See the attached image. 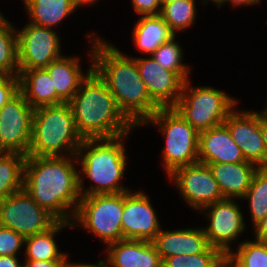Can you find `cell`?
<instances>
[{"label": "cell", "instance_id": "1", "mask_svg": "<svg viewBox=\"0 0 267 267\" xmlns=\"http://www.w3.org/2000/svg\"><path fill=\"white\" fill-rule=\"evenodd\" d=\"M86 35L92 44L93 70L105 82L124 116L135 127L142 125L160 107L150 98L136 60L94 32Z\"/></svg>", "mask_w": 267, "mask_h": 267}, {"label": "cell", "instance_id": "2", "mask_svg": "<svg viewBox=\"0 0 267 267\" xmlns=\"http://www.w3.org/2000/svg\"><path fill=\"white\" fill-rule=\"evenodd\" d=\"M75 163L76 156L26 157L25 160L23 188L57 221L72 223L82 197Z\"/></svg>", "mask_w": 267, "mask_h": 267}, {"label": "cell", "instance_id": "3", "mask_svg": "<svg viewBox=\"0 0 267 267\" xmlns=\"http://www.w3.org/2000/svg\"><path fill=\"white\" fill-rule=\"evenodd\" d=\"M68 103L82 139L114 138L136 128L119 110L111 91L94 70Z\"/></svg>", "mask_w": 267, "mask_h": 267}, {"label": "cell", "instance_id": "4", "mask_svg": "<svg viewBox=\"0 0 267 267\" xmlns=\"http://www.w3.org/2000/svg\"><path fill=\"white\" fill-rule=\"evenodd\" d=\"M130 134L114 138L83 139L78 148L76 159L80 165L79 189L81 196L93 194L121 193L130 191L120 181L126 167L124 140ZM84 175L95 184L84 185Z\"/></svg>", "mask_w": 267, "mask_h": 267}, {"label": "cell", "instance_id": "5", "mask_svg": "<svg viewBox=\"0 0 267 267\" xmlns=\"http://www.w3.org/2000/svg\"><path fill=\"white\" fill-rule=\"evenodd\" d=\"M82 141L69 103L34 109L27 157L76 156Z\"/></svg>", "mask_w": 267, "mask_h": 267}, {"label": "cell", "instance_id": "6", "mask_svg": "<svg viewBox=\"0 0 267 267\" xmlns=\"http://www.w3.org/2000/svg\"><path fill=\"white\" fill-rule=\"evenodd\" d=\"M184 82L181 97L173 108L199 133L222 125L237 107L238 100L221 89L191 86Z\"/></svg>", "mask_w": 267, "mask_h": 267}, {"label": "cell", "instance_id": "7", "mask_svg": "<svg viewBox=\"0 0 267 267\" xmlns=\"http://www.w3.org/2000/svg\"><path fill=\"white\" fill-rule=\"evenodd\" d=\"M158 126L165 138L162 159L167 175L176 168L198 162L199 132L173 107L159 108L142 125Z\"/></svg>", "mask_w": 267, "mask_h": 267}, {"label": "cell", "instance_id": "8", "mask_svg": "<svg viewBox=\"0 0 267 267\" xmlns=\"http://www.w3.org/2000/svg\"><path fill=\"white\" fill-rule=\"evenodd\" d=\"M123 210L124 192L83 196L79 201L72 226L84 227L107 247L124 240L121 226Z\"/></svg>", "mask_w": 267, "mask_h": 267}, {"label": "cell", "instance_id": "9", "mask_svg": "<svg viewBox=\"0 0 267 267\" xmlns=\"http://www.w3.org/2000/svg\"><path fill=\"white\" fill-rule=\"evenodd\" d=\"M57 220L21 189L0 202V226L24 238L47 231Z\"/></svg>", "mask_w": 267, "mask_h": 267}, {"label": "cell", "instance_id": "10", "mask_svg": "<svg viewBox=\"0 0 267 267\" xmlns=\"http://www.w3.org/2000/svg\"><path fill=\"white\" fill-rule=\"evenodd\" d=\"M27 23L16 29L19 70L46 68L63 56L57 30Z\"/></svg>", "mask_w": 267, "mask_h": 267}, {"label": "cell", "instance_id": "11", "mask_svg": "<svg viewBox=\"0 0 267 267\" xmlns=\"http://www.w3.org/2000/svg\"><path fill=\"white\" fill-rule=\"evenodd\" d=\"M237 199L224 198L199 210L209 223L202 227L208 243L225 256L232 251V244L245 231L246 222ZM206 212V213H205Z\"/></svg>", "mask_w": 267, "mask_h": 267}, {"label": "cell", "instance_id": "12", "mask_svg": "<svg viewBox=\"0 0 267 267\" xmlns=\"http://www.w3.org/2000/svg\"><path fill=\"white\" fill-rule=\"evenodd\" d=\"M34 109L19 91L0 110V152L27 156L32 136Z\"/></svg>", "mask_w": 267, "mask_h": 267}, {"label": "cell", "instance_id": "13", "mask_svg": "<svg viewBox=\"0 0 267 267\" xmlns=\"http://www.w3.org/2000/svg\"><path fill=\"white\" fill-rule=\"evenodd\" d=\"M183 200L194 210L224 199L207 164L196 162L176 168L168 175Z\"/></svg>", "mask_w": 267, "mask_h": 267}, {"label": "cell", "instance_id": "14", "mask_svg": "<svg viewBox=\"0 0 267 267\" xmlns=\"http://www.w3.org/2000/svg\"><path fill=\"white\" fill-rule=\"evenodd\" d=\"M150 98L160 107H173L181 97L184 82L190 72H172L151 56L133 57Z\"/></svg>", "mask_w": 267, "mask_h": 267}, {"label": "cell", "instance_id": "15", "mask_svg": "<svg viewBox=\"0 0 267 267\" xmlns=\"http://www.w3.org/2000/svg\"><path fill=\"white\" fill-rule=\"evenodd\" d=\"M122 234L125 240L152 241L160 232L159 218L144 191L124 192Z\"/></svg>", "mask_w": 267, "mask_h": 267}, {"label": "cell", "instance_id": "16", "mask_svg": "<svg viewBox=\"0 0 267 267\" xmlns=\"http://www.w3.org/2000/svg\"><path fill=\"white\" fill-rule=\"evenodd\" d=\"M229 130L233 141L240 148L247 162L258 168H266V152L260 129V112L237 110L227 116L223 123Z\"/></svg>", "mask_w": 267, "mask_h": 267}, {"label": "cell", "instance_id": "17", "mask_svg": "<svg viewBox=\"0 0 267 267\" xmlns=\"http://www.w3.org/2000/svg\"><path fill=\"white\" fill-rule=\"evenodd\" d=\"M198 162L239 163L245 161L228 128L222 124L199 133Z\"/></svg>", "mask_w": 267, "mask_h": 267}, {"label": "cell", "instance_id": "18", "mask_svg": "<svg viewBox=\"0 0 267 267\" xmlns=\"http://www.w3.org/2000/svg\"><path fill=\"white\" fill-rule=\"evenodd\" d=\"M161 260L176 255H196L205 252L210 244L201 228H184L160 232L151 241Z\"/></svg>", "mask_w": 267, "mask_h": 267}, {"label": "cell", "instance_id": "19", "mask_svg": "<svg viewBox=\"0 0 267 267\" xmlns=\"http://www.w3.org/2000/svg\"><path fill=\"white\" fill-rule=\"evenodd\" d=\"M91 63L87 73L82 72L80 58L61 56L44 68L52 79L56 90V105L68 103L78 91L82 81L93 70L92 48L89 51Z\"/></svg>", "mask_w": 267, "mask_h": 267}, {"label": "cell", "instance_id": "20", "mask_svg": "<svg viewBox=\"0 0 267 267\" xmlns=\"http://www.w3.org/2000/svg\"><path fill=\"white\" fill-rule=\"evenodd\" d=\"M105 248L110 267H162L160 255L150 241L124 239Z\"/></svg>", "mask_w": 267, "mask_h": 267}, {"label": "cell", "instance_id": "21", "mask_svg": "<svg viewBox=\"0 0 267 267\" xmlns=\"http://www.w3.org/2000/svg\"><path fill=\"white\" fill-rule=\"evenodd\" d=\"M224 198L242 199L258 167L251 162L207 164Z\"/></svg>", "mask_w": 267, "mask_h": 267}, {"label": "cell", "instance_id": "22", "mask_svg": "<svg viewBox=\"0 0 267 267\" xmlns=\"http://www.w3.org/2000/svg\"><path fill=\"white\" fill-rule=\"evenodd\" d=\"M19 91L33 109L56 105V90L44 69L19 70Z\"/></svg>", "mask_w": 267, "mask_h": 267}, {"label": "cell", "instance_id": "23", "mask_svg": "<svg viewBox=\"0 0 267 267\" xmlns=\"http://www.w3.org/2000/svg\"><path fill=\"white\" fill-rule=\"evenodd\" d=\"M132 31L134 47L150 56L176 36L160 15L139 16Z\"/></svg>", "mask_w": 267, "mask_h": 267}, {"label": "cell", "instance_id": "24", "mask_svg": "<svg viewBox=\"0 0 267 267\" xmlns=\"http://www.w3.org/2000/svg\"><path fill=\"white\" fill-rule=\"evenodd\" d=\"M72 223L57 221L47 231L24 238L25 260L68 261V254L59 250L56 235Z\"/></svg>", "mask_w": 267, "mask_h": 267}, {"label": "cell", "instance_id": "25", "mask_svg": "<svg viewBox=\"0 0 267 267\" xmlns=\"http://www.w3.org/2000/svg\"><path fill=\"white\" fill-rule=\"evenodd\" d=\"M24 6L29 23L51 29L78 9L74 0H25Z\"/></svg>", "mask_w": 267, "mask_h": 267}, {"label": "cell", "instance_id": "26", "mask_svg": "<svg viewBox=\"0 0 267 267\" xmlns=\"http://www.w3.org/2000/svg\"><path fill=\"white\" fill-rule=\"evenodd\" d=\"M26 157L17 152H0V202L23 189Z\"/></svg>", "mask_w": 267, "mask_h": 267}, {"label": "cell", "instance_id": "27", "mask_svg": "<svg viewBox=\"0 0 267 267\" xmlns=\"http://www.w3.org/2000/svg\"><path fill=\"white\" fill-rule=\"evenodd\" d=\"M0 73L19 76L16 28L0 12Z\"/></svg>", "mask_w": 267, "mask_h": 267}, {"label": "cell", "instance_id": "28", "mask_svg": "<svg viewBox=\"0 0 267 267\" xmlns=\"http://www.w3.org/2000/svg\"><path fill=\"white\" fill-rule=\"evenodd\" d=\"M196 0H177L163 4L160 16L175 33L190 29L197 15Z\"/></svg>", "mask_w": 267, "mask_h": 267}, {"label": "cell", "instance_id": "29", "mask_svg": "<svg viewBox=\"0 0 267 267\" xmlns=\"http://www.w3.org/2000/svg\"><path fill=\"white\" fill-rule=\"evenodd\" d=\"M248 200L253 226L267 215V168H258L242 200Z\"/></svg>", "mask_w": 267, "mask_h": 267}, {"label": "cell", "instance_id": "30", "mask_svg": "<svg viewBox=\"0 0 267 267\" xmlns=\"http://www.w3.org/2000/svg\"><path fill=\"white\" fill-rule=\"evenodd\" d=\"M226 258L234 267H267V243L245 240Z\"/></svg>", "mask_w": 267, "mask_h": 267}, {"label": "cell", "instance_id": "31", "mask_svg": "<svg viewBox=\"0 0 267 267\" xmlns=\"http://www.w3.org/2000/svg\"><path fill=\"white\" fill-rule=\"evenodd\" d=\"M226 256L216 247L210 246L196 255H176L162 260V267H217Z\"/></svg>", "mask_w": 267, "mask_h": 267}, {"label": "cell", "instance_id": "32", "mask_svg": "<svg viewBox=\"0 0 267 267\" xmlns=\"http://www.w3.org/2000/svg\"><path fill=\"white\" fill-rule=\"evenodd\" d=\"M173 37L166 43L161 44L151 55L162 67L172 72H190V66L183 63V48Z\"/></svg>", "mask_w": 267, "mask_h": 267}, {"label": "cell", "instance_id": "33", "mask_svg": "<svg viewBox=\"0 0 267 267\" xmlns=\"http://www.w3.org/2000/svg\"><path fill=\"white\" fill-rule=\"evenodd\" d=\"M24 246V237L12 229L0 226V256H18Z\"/></svg>", "mask_w": 267, "mask_h": 267}, {"label": "cell", "instance_id": "34", "mask_svg": "<svg viewBox=\"0 0 267 267\" xmlns=\"http://www.w3.org/2000/svg\"><path fill=\"white\" fill-rule=\"evenodd\" d=\"M19 92V77L0 73V110Z\"/></svg>", "mask_w": 267, "mask_h": 267}, {"label": "cell", "instance_id": "35", "mask_svg": "<svg viewBox=\"0 0 267 267\" xmlns=\"http://www.w3.org/2000/svg\"><path fill=\"white\" fill-rule=\"evenodd\" d=\"M135 13L141 16L160 15L161 0H131Z\"/></svg>", "mask_w": 267, "mask_h": 267}, {"label": "cell", "instance_id": "36", "mask_svg": "<svg viewBox=\"0 0 267 267\" xmlns=\"http://www.w3.org/2000/svg\"><path fill=\"white\" fill-rule=\"evenodd\" d=\"M24 267H67V261L24 260Z\"/></svg>", "mask_w": 267, "mask_h": 267}, {"label": "cell", "instance_id": "37", "mask_svg": "<svg viewBox=\"0 0 267 267\" xmlns=\"http://www.w3.org/2000/svg\"><path fill=\"white\" fill-rule=\"evenodd\" d=\"M255 240L267 243V215L253 226Z\"/></svg>", "mask_w": 267, "mask_h": 267}, {"label": "cell", "instance_id": "38", "mask_svg": "<svg viewBox=\"0 0 267 267\" xmlns=\"http://www.w3.org/2000/svg\"><path fill=\"white\" fill-rule=\"evenodd\" d=\"M17 256H0V267H24Z\"/></svg>", "mask_w": 267, "mask_h": 267}, {"label": "cell", "instance_id": "39", "mask_svg": "<svg viewBox=\"0 0 267 267\" xmlns=\"http://www.w3.org/2000/svg\"><path fill=\"white\" fill-rule=\"evenodd\" d=\"M260 129L264 140L265 152H266V168H267V115L260 112Z\"/></svg>", "mask_w": 267, "mask_h": 267}, {"label": "cell", "instance_id": "40", "mask_svg": "<svg viewBox=\"0 0 267 267\" xmlns=\"http://www.w3.org/2000/svg\"><path fill=\"white\" fill-rule=\"evenodd\" d=\"M67 267H110V264L108 262V260L106 259H101L98 260L96 264H90V263H75V262H69V259L67 261Z\"/></svg>", "mask_w": 267, "mask_h": 267}, {"label": "cell", "instance_id": "41", "mask_svg": "<svg viewBox=\"0 0 267 267\" xmlns=\"http://www.w3.org/2000/svg\"><path fill=\"white\" fill-rule=\"evenodd\" d=\"M231 4L233 7H241V6H248V5H256L261 2V0H225V3Z\"/></svg>", "mask_w": 267, "mask_h": 267}, {"label": "cell", "instance_id": "42", "mask_svg": "<svg viewBox=\"0 0 267 267\" xmlns=\"http://www.w3.org/2000/svg\"><path fill=\"white\" fill-rule=\"evenodd\" d=\"M75 1V3H76V5L78 6V7H81V5H91V4H96V2L98 1V0H74Z\"/></svg>", "mask_w": 267, "mask_h": 267}, {"label": "cell", "instance_id": "43", "mask_svg": "<svg viewBox=\"0 0 267 267\" xmlns=\"http://www.w3.org/2000/svg\"><path fill=\"white\" fill-rule=\"evenodd\" d=\"M208 2H212L217 5L218 8H221L223 4H225V0H201V3L208 4Z\"/></svg>", "mask_w": 267, "mask_h": 267}, {"label": "cell", "instance_id": "44", "mask_svg": "<svg viewBox=\"0 0 267 267\" xmlns=\"http://www.w3.org/2000/svg\"><path fill=\"white\" fill-rule=\"evenodd\" d=\"M217 267H234L227 258H225Z\"/></svg>", "mask_w": 267, "mask_h": 267}, {"label": "cell", "instance_id": "45", "mask_svg": "<svg viewBox=\"0 0 267 267\" xmlns=\"http://www.w3.org/2000/svg\"><path fill=\"white\" fill-rule=\"evenodd\" d=\"M177 0H161V5L175 2Z\"/></svg>", "mask_w": 267, "mask_h": 267}, {"label": "cell", "instance_id": "46", "mask_svg": "<svg viewBox=\"0 0 267 267\" xmlns=\"http://www.w3.org/2000/svg\"><path fill=\"white\" fill-rule=\"evenodd\" d=\"M262 112L265 113V114L267 115V104H266L265 109H264Z\"/></svg>", "mask_w": 267, "mask_h": 267}]
</instances>
